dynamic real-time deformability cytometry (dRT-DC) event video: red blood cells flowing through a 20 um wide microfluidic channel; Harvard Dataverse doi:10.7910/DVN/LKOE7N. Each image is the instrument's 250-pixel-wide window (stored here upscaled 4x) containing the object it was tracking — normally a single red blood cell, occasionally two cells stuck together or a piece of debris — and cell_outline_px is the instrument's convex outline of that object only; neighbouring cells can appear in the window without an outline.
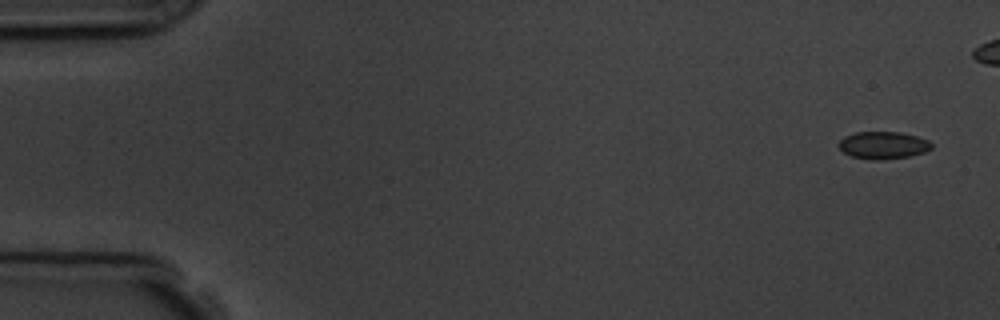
{"species": "common noctule bat (a hibernating species)", "species_latin": "Nyctalus noctula", "temperature_condition": "room temperature", "stored_images_in_passage": 6, "camera_frame_rate_fps": 3000, "um_per_image_px": 0.085, "animal": {"sex": "male", "body_mass_g": 19.5, "forearm_length_mm": 54.6}, "frame": {"image": 1, "passage_image": 1, "time_ms": 0.0, "image_size_px": [1000, 320], "cell_outline_px": [[932, 148], [924, 152], [912, 156], [884, 160], [872, 160], [852, 156], [844, 152], [836, 144], [844, 136], [856, 132], [900, 132], [916, 136], [928, 140], [932, 144]], "centroid_in_image_um": [75.07, 12.35], "position_along_channel_um": 9.9, "area_um2": 14.91}}